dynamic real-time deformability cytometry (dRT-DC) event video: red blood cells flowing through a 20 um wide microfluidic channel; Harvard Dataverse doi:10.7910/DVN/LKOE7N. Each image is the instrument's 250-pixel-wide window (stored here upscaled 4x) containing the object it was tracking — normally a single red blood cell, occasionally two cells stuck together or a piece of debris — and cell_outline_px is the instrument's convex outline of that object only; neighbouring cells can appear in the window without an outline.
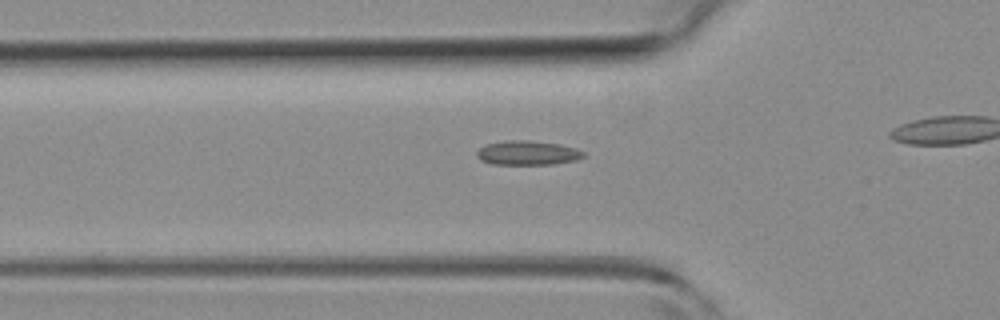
{"species": "common noctule bat (a hibernating species)", "species_latin": "Nyctalus noctula", "temperature_condition": "room temperature", "stored_images_in_passage": 26, "camera_frame_rate_fps": 3000, "um_per_image_px": 0.085, "animal": {"sex": "female", "body_mass_g": 19.3, "forearm_length_mm": 54.1}, "frame": {"image": 1, "passage_image": 2, "time_ms": 0.333, "image_size_px": [1000, 320], "cell_outline_px": [[584, 156], [576, 160], [552, 164], [492, 164], [480, 160], [476, 156], [476, 152], [480, 148], [488, 144], [504, 140], [528, 140], [560, 144], [576, 148], [584, 152]], "centroid_in_image_um": [44.83, 12.99], "position_along_channel_um": 81.0, "area_um2": 15.09}}
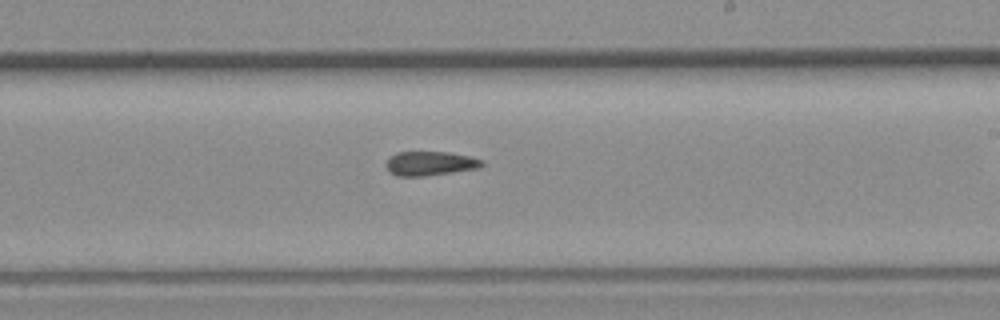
{"frame": {"image": 2, "passage_image": 15, "time_ms": 4.667, "image_size_px": [1000, 320], "cell_outline_px": [[484, 164], [480, 168], [424, 176], [396, 176], [388, 172], [384, 164], [388, 156], [396, 152], [448, 152], [468, 156], [484, 160]], "centroid_in_image_um": [36.5, 13.89], "position_along_channel_um": 252.5, "area_um2": 13.76}}
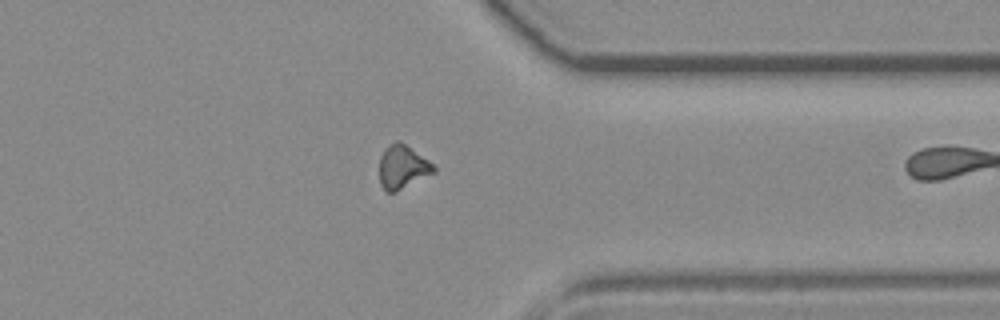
{"frame": {"image": 3, "passage_image": 25, "time_ms": 8.0, "image_size_px": [1000, 320], "cell_outline_px": [[436, 172], [396, 192], [384, 192], [380, 184], [380, 156], [384, 148], [396, 140], [400, 140], [428, 160], [436, 168]], "centroid_in_image_um": [34.2, 14.2], "position_along_channel_um": 377.2, "area_um2": 13.93}}